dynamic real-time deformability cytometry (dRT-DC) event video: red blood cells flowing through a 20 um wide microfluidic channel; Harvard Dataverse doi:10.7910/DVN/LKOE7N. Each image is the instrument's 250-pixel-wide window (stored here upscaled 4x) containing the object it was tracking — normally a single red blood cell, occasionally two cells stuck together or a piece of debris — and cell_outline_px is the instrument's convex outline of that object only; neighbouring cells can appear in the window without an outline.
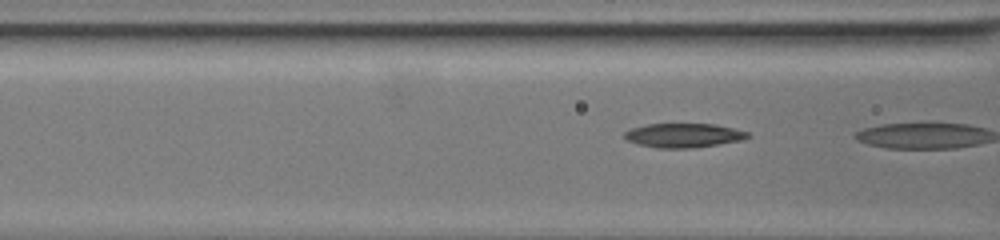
{"species": "common noctule bat (a hibernating species)", "species_latin": "Nyctalus noctula", "temperature_condition": "warm", "stored_images_in_passage": 32, "segment_of_instrument_passage": [2, 2], "camera_frame_rate_fps": 3000, "um_per_image_px": 0.085, "animal": {"sex": "female", "body_mass_g": 19.5, "forearm_length_mm": 54.1}, "frame": {"image": 1, "passage_image": 31, "time_ms": 10.0, "image_size_px": [1000, 240], "cell_outline_px": [[752, 136], [740, 140], [692, 148], [660, 148], [640, 144], [628, 140], [624, 136], [624, 132], [632, 128], [648, 124], [716, 124], [748, 132]], "centroid_in_image_um": [58.12, 11.5], "position_along_channel_um": 108.5, "area_um2": 17.05}}